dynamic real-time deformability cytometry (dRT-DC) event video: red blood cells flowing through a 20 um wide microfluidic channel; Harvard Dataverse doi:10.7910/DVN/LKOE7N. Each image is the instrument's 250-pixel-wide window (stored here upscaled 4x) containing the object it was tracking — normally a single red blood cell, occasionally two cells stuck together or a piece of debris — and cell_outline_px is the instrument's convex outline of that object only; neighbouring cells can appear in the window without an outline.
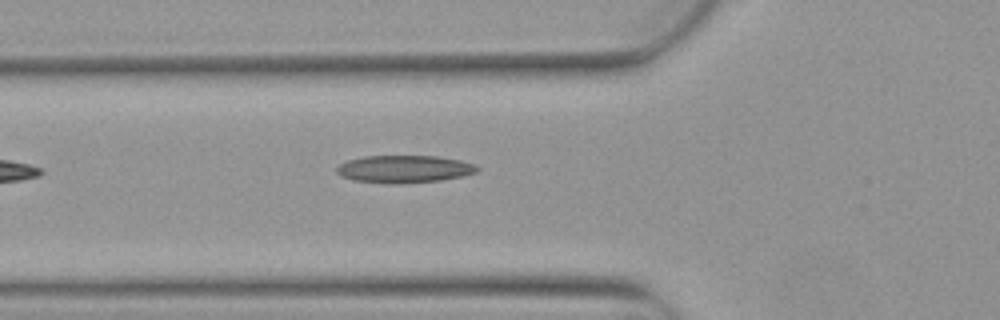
{"species": "Egyptian fruit bat (a non-hibernating species)", "species_latin": "Rousettus aegyptiacus", "temperature_condition": "warm", "stored_images_in_passage": 5, "camera_frame_rate_fps": 3000, "um_per_image_px": 0.085, "animal": {"sex": "female"}, "frame": {"image": 1, "passage_image": 5, "time_ms": 1.333, "image_size_px": [1000, 320], "cell_outline_px": [[480, 168], [476, 172], [464, 176], [440, 180], [352, 180], [340, 176], [336, 172], [336, 168], [340, 164], [348, 160], [364, 156], [436, 156], [460, 160], [476, 164]], "centroid_in_image_um": [34.41, 14.3], "position_along_channel_um": 91.4, "area_um2": 21.27}}